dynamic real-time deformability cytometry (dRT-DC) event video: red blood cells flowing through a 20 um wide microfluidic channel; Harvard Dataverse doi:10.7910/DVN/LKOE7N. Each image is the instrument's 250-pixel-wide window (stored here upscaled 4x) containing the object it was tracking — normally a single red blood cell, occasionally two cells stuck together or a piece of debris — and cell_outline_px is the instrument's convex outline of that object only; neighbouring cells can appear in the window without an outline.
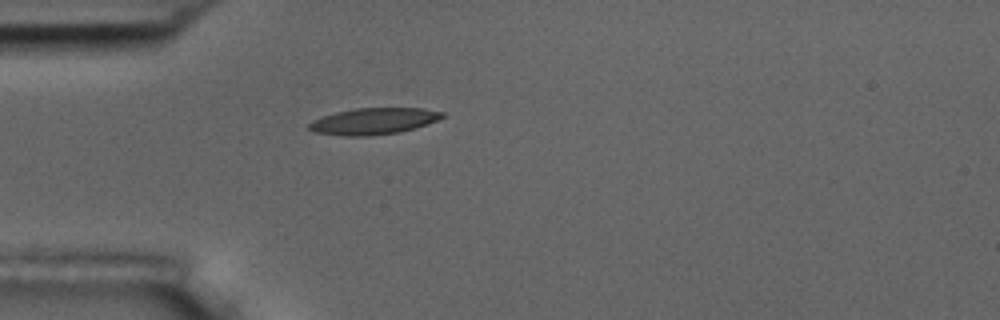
{"species": "common noctule bat (a hibernating species)", "species_latin": "Nyctalus noctula", "temperature_condition": "room temperature", "stored_images_in_passage": 1, "camera_frame_rate_fps": 3000, "um_per_image_px": 0.085, "animal": {"sex": "male", "body_mass_g": 17.5, "forearm_length_mm": 52.3}, "frame": {"image": 1, "passage_image": 1, "time_ms": 0.0, "image_size_px": [1000, 320], "cell_outline_px": [[444, 116], [436, 120], [400, 132], [368, 136], [344, 136], [316, 132], [308, 128], [308, 124], [312, 120], [336, 112], [356, 108], [424, 108], [444, 112]], "centroid_in_image_um": [31.73, 10.29], "position_along_channel_um": 53.3, "area_um2": 20.29}}